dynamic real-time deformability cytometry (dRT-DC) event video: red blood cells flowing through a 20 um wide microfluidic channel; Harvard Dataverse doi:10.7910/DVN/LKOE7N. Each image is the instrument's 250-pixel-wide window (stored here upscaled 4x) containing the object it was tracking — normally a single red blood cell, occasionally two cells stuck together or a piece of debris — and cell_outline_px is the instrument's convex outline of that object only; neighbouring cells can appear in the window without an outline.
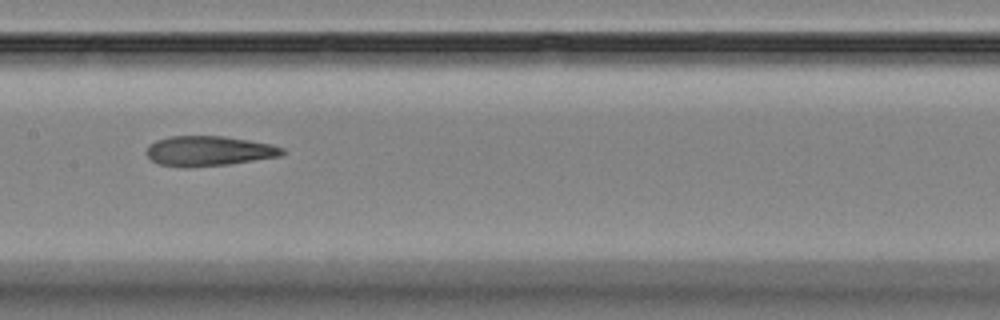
{"species": "Egyptian fruit bat (a non-hibernating species)", "species_latin": "Rousettus aegyptiacus", "temperature_condition": "room temperature", "stored_images_in_passage": 12, "camera_frame_rate_fps": 3000, "um_per_image_px": 0.085, "animal": {"sex": "female"}, "frame": {"image": 1, "passage_image": 6, "time_ms": 5.667, "image_size_px": [1000, 320], "cell_outline_px": [[288, 152], [280, 156], [228, 164], [184, 168], [160, 164], [152, 160], [144, 152], [148, 144], [156, 140], [168, 136], [224, 136], [272, 144], [284, 148]], "centroid_in_image_um": [17.73, 12.83], "position_along_channel_um": 189.7, "area_um2": 23.93}}
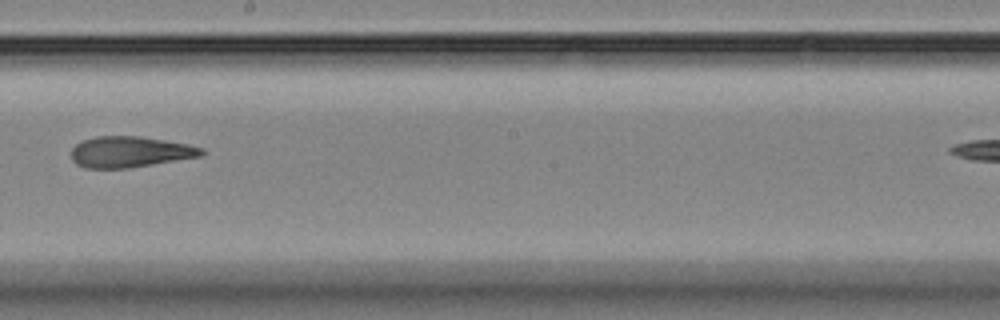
{"frame": {"image": 2, "passage_image": 7, "time_ms": 7.0, "image_size_px": [1000, 320], "cell_outline_px": [[204, 156], [128, 168], [84, 168], [76, 164], [72, 160], [72, 148], [76, 144], [84, 140], [96, 136], [140, 136], [188, 144], [204, 148]], "centroid_in_image_um": [11.07, 12.91], "position_along_channel_um": 237.1, "area_um2": 23.58}}
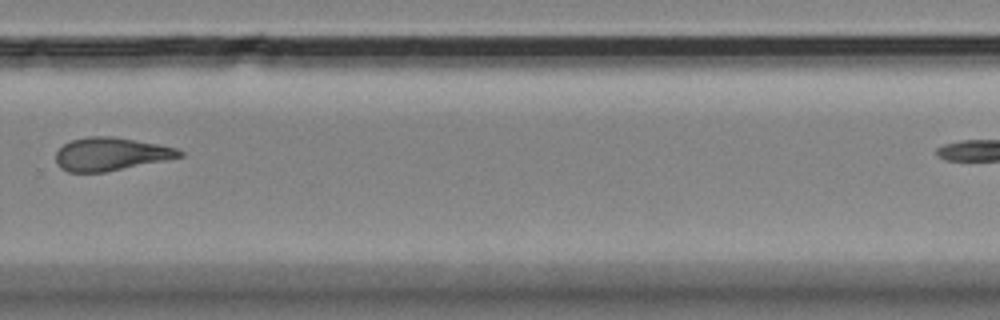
{"frame": {"image": 3, "passage_image": 9, "time_ms": 9.333, "image_size_px": [1000, 320], "cell_outline_px": [[184, 156], [104, 172], [68, 172], [60, 168], [56, 164], [56, 152], [64, 144], [72, 140], [88, 136], [112, 136], [136, 140], [176, 148], [184, 152]], "centroid_in_image_um": [9.38, 13.09], "position_along_channel_um": 320.4, "area_um2": 23.64}}